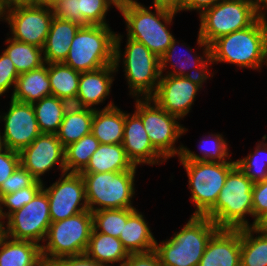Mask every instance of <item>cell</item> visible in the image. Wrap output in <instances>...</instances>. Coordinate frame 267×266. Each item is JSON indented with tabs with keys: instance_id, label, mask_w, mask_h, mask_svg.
Segmentation results:
<instances>
[{
	"instance_id": "1",
	"label": "cell",
	"mask_w": 267,
	"mask_h": 266,
	"mask_svg": "<svg viewBox=\"0 0 267 266\" xmlns=\"http://www.w3.org/2000/svg\"><path fill=\"white\" fill-rule=\"evenodd\" d=\"M117 10L125 21L126 37L143 43L161 58L175 38L169 26L179 12L155 5L146 7L138 1L122 4Z\"/></svg>"
},
{
	"instance_id": "2",
	"label": "cell",
	"mask_w": 267,
	"mask_h": 266,
	"mask_svg": "<svg viewBox=\"0 0 267 266\" xmlns=\"http://www.w3.org/2000/svg\"><path fill=\"white\" fill-rule=\"evenodd\" d=\"M223 62L258 72L267 67V28L255 21L248 28L214 40L210 44V65Z\"/></svg>"
},
{
	"instance_id": "3",
	"label": "cell",
	"mask_w": 267,
	"mask_h": 266,
	"mask_svg": "<svg viewBox=\"0 0 267 266\" xmlns=\"http://www.w3.org/2000/svg\"><path fill=\"white\" fill-rule=\"evenodd\" d=\"M219 229L208 217L191 215L170 239L156 240L154 251L162 266H198L209 240Z\"/></svg>"
},
{
	"instance_id": "4",
	"label": "cell",
	"mask_w": 267,
	"mask_h": 266,
	"mask_svg": "<svg viewBox=\"0 0 267 266\" xmlns=\"http://www.w3.org/2000/svg\"><path fill=\"white\" fill-rule=\"evenodd\" d=\"M124 36L116 33L114 66L116 72L122 63L129 95L135 98H151L160 81V58L154 55L143 43L126 37L125 51H121Z\"/></svg>"
},
{
	"instance_id": "5",
	"label": "cell",
	"mask_w": 267,
	"mask_h": 266,
	"mask_svg": "<svg viewBox=\"0 0 267 266\" xmlns=\"http://www.w3.org/2000/svg\"><path fill=\"white\" fill-rule=\"evenodd\" d=\"M253 182L236 165L227 175L217 202L204 215L220 229H240L251 227L246 219L253 218Z\"/></svg>"
},
{
	"instance_id": "6",
	"label": "cell",
	"mask_w": 267,
	"mask_h": 266,
	"mask_svg": "<svg viewBox=\"0 0 267 266\" xmlns=\"http://www.w3.org/2000/svg\"><path fill=\"white\" fill-rule=\"evenodd\" d=\"M116 32L109 25H82L63 62L79 72L114 64Z\"/></svg>"
},
{
	"instance_id": "7",
	"label": "cell",
	"mask_w": 267,
	"mask_h": 266,
	"mask_svg": "<svg viewBox=\"0 0 267 266\" xmlns=\"http://www.w3.org/2000/svg\"><path fill=\"white\" fill-rule=\"evenodd\" d=\"M92 229L93 216L90 210L52 222L41 245L44 264L55 263L63 257L85 254Z\"/></svg>"
},
{
	"instance_id": "8",
	"label": "cell",
	"mask_w": 267,
	"mask_h": 266,
	"mask_svg": "<svg viewBox=\"0 0 267 266\" xmlns=\"http://www.w3.org/2000/svg\"><path fill=\"white\" fill-rule=\"evenodd\" d=\"M137 170L122 172L81 173L84 183L88 210L136 208L135 175Z\"/></svg>"
},
{
	"instance_id": "9",
	"label": "cell",
	"mask_w": 267,
	"mask_h": 266,
	"mask_svg": "<svg viewBox=\"0 0 267 266\" xmlns=\"http://www.w3.org/2000/svg\"><path fill=\"white\" fill-rule=\"evenodd\" d=\"M135 102L134 112L141 118L153 147L166 160L179 157L183 144L177 147L176 142L188 129L178 117L166 112L152 98H135Z\"/></svg>"
},
{
	"instance_id": "10",
	"label": "cell",
	"mask_w": 267,
	"mask_h": 266,
	"mask_svg": "<svg viewBox=\"0 0 267 266\" xmlns=\"http://www.w3.org/2000/svg\"><path fill=\"white\" fill-rule=\"evenodd\" d=\"M186 170L190 199L196 208L192 215L204 216L217 202L228 173L236 162L179 161Z\"/></svg>"
},
{
	"instance_id": "11",
	"label": "cell",
	"mask_w": 267,
	"mask_h": 266,
	"mask_svg": "<svg viewBox=\"0 0 267 266\" xmlns=\"http://www.w3.org/2000/svg\"><path fill=\"white\" fill-rule=\"evenodd\" d=\"M199 35L210 45L217 38L248 28L255 21L254 1L222 0L199 15Z\"/></svg>"
},
{
	"instance_id": "12",
	"label": "cell",
	"mask_w": 267,
	"mask_h": 266,
	"mask_svg": "<svg viewBox=\"0 0 267 266\" xmlns=\"http://www.w3.org/2000/svg\"><path fill=\"white\" fill-rule=\"evenodd\" d=\"M53 17L50 6L17 4L5 8L1 21L10 27L12 39L43 49Z\"/></svg>"
},
{
	"instance_id": "13",
	"label": "cell",
	"mask_w": 267,
	"mask_h": 266,
	"mask_svg": "<svg viewBox=\"0 0 267 266\" xmlns=\"http://www.w3.org/2000/svg\"><path fill=\"white\" fill-rule=\"evenodd\" d=\"M5 220L9 238L33 241L41 246L52 223L46 192L41 189L28 204L11 213Z\"/></svg>"
},
{
	"instance_id": "14",
	"label": "cell",
	"mask_w": 267,
	"mask_h": 266,
	"mask_svg": "<svg viewBox=\"0 0 267 266\" xmlns=\"http://www.w3.org/2000/svg\"><path fill=\"white\" fill-rule=\"evenodd\" d=\"M208 79L209 77L161 75L157 90L151 98L166 112L183 120L192 110L198 92Z\"/></svg>"
},
{
	"instance_id": "15",
	"label": "cell",
	"mask_w": 267,
	"mask_h": 266,
	"mask_svg": "<svg viewBox=\"0 0 267 266\" xmlns=\"http://www.w3.org/2000/svg\"><path fill=\"white\" fill-rule=\"evenodd\" d=\"M44 183L42 189L48 196L51 222L64 220L88 210L81 173L65 172L49 187Z\"/></svg>"
},
{
	"instance_id": "16",
	"label": "cell",
	"mask_w": 267,
	"mask_h": 266,
	"mask_svg": "<svg viewBox=\"0 0 267 266\" xmlns=\"http://www.w3.org/2000/svg\"><path fill=\"white\" fill-rule=\"evenodd\" d=\"M20 164L38 181L56 165L63 174L65 167V147L56 134L41 133L20 152Z\"/></svg>"
},
{
	"instance_id": "17",
	"label": "cell",
	"mask_w": 267,
	"mask_h": 266,
	"mask_svg": "<svg viewBox=\"0 0 267 266\" xmlns=\"http://www.w3.org/2000/svg\"><path fill=\"white\" fill-rule=\"evenodd\" d=\"M0 112V123L4 122L2 136L7 149L20 152L41 134L32 104L9 102L7 112Z\"/></svg>"
},
{
	"instance_id": "18",
	"label": "cell",
	"mask_w": 267,
	"mask_h": 266,
	"mask_svg": "<svg viewBox=\"0 0 267 266\" xmlns=\"http://www.w3.org/2000/svg\"><path fill=\"white\" fill-rule=\"evenodd\" d=\"M196 41H197L196 43L198 45V49L199 47L200 49H202L201 51L202 54L199 55L198 53H196L197 51L192 49V47L190 48V46L186 45V43H180L182 44L181 47H184V46H188V47H186L187 49H185V51L183 50L185 52L183 53V55L180 54L181 50L180 51L178 50L179 53L178 55H176V49H177L176 47H179L178 46L179 40H176V38H174L172 41V44L168 47L164 55L160 58L161 75L210 77V79L211 77L213 78L214 72L212 73L209 71L210 45H208L206 42L202 40L199 33H198ZM169 66H170V69H169Z\"/></svg>"
},
{
	"instance_id": "19",
	"label": "cell",
	"mask_w": 267,
	"mask_h": 266,
	"mask_svg": "<svg viewBox=\"0 0 267 266\" xmlns=\"http://www.w3.org/2000/svg\"><path fill=\"white\" fill-rule=\"evenodd\" d=\"M122 146L134 166L162 165L167 160L153 147L141 118L133 112H125ZM144 164V165H143Z\"/></svg>"
},
{
	"instance_id": "20",
	"label": "cell",
	"mask_w": 267,
	"mask_h": 266,
	"mask_svg": "<svg viewBox=\"0 0 267 266\" xmlns=\"http://www.w3.org/2000/svg\"><path fill=\"white\" fill-rule=\"evenodd\" d=\"M116 73L114 64L94 71L81 72L75 105L93 110L100 109L96 106L105 103L107 96L109 98Z\"/></svg>"
},
{
	"instance_id": "21",
	"label": "cell",
	"mask_w": 267,
	"mask_h": 266,
	"mask_svg": "<svg viewBox=\"0 0 267 266\" xmlns=\"http://www.w3.org/2000/svg\"><path fill=\"white\" fill-rule=\"evenodd\" d=\"M241 228L219 229L209 240L198 266H240Z\"/></svg>"
},
{
	"instance_id": "22",
	"label": "cell",
	"mask_w": 267,
	"mask_h": 266,
	"mask_svg": "<svg viewBox=\"0 0 267 266\" xmlns=\"http://www.w3.org/2000/svg\"><path fill=\"white\" fill-rule=\"evenodd\" d=\"M125 126V111L113 101L102 109L94 110L91 133L100 144H122Z\"/></svg>"
},
{
	"instance_id": "23",
	"label": "cell",
	"mask_w": 267,
	"mask_h": 266,
	"mask_svg": "<svg viewBox=\"0 0 267 266\" xmlns=\"http://www.w3.org/2000/svg\"><path fill=\"white\" fill-rule=\"evenodd\" d=\"M82 25L75 21L60 20L53 17L50 31L43 47L44 62H64L75 37V34Z\"/></svg>"
},
{
	"instance_id": "24",
	"label": "cell",
	"mask_w": 267,
	"mask_h": 266,
	"mask_svg": "<svg viewBox=\"0 0 267 266\" xmlns=\"http://www.w3.org/2000/svg\"><path fill=\"white\" fill-rule=\"evenodd\" d=\"M136 209L127 219L119 240L128 254L153 251L156 239L151 232L146 217Z\"/></svg>"
},
{
	"instance_id": "25",
	"label": "cell",
	"mask_w": 267,
	"mask_h": 266,
	"mask_svg": "<svg viewBox=\"0 0 267 266\" xmlns=\"http://www.w3.org/2000/svg\"><path fill=\"white\" fill-rule=\"evenodd\" d=\"M50 79L48 76V64L21 73L17 78L14 92L11 97L15 101L33 104L43 97L51 96Z\"/></svg>"
},
{
	"instance_id": "26",
	"label": "cell",
	"mask_w": 267,
	"mask_h": 266,
	"mask_svg": "<svg viewBox=\"0 0 267 266\" xmlns=\"http://www.w3.org/2000/svg\"><path fill=\"white\" fill-rule=\"evenodd\" d=\"M0 266H45L41 246L33 241L7 236L0 245Z\"/></svg>"
},
{
	"instance_id": "27",
	"label": "cell",
	"mask_w": 267,
	"mask_h": 266,
	"mask_svg": "<svg viewBox=\"0 0 267 266\" xmlns=\"http://www.w3.org/2000/svg\"><path fill=\"white\" fill-rule=\"evenodd\" d=\"M137 170L127 158L122 144H100L81 173L122 172Z\"/></svg>"
},
{
	"instance_id": "28",
	"label": "cell",
	"mask_w": 267,
	"mask_h": 266,
	"mask_svg": "<svg viewBox=\"0 0 267 266\" xmlns=\"http://www.w3.org/2000/svg\"><path fill=\"white\" fill-rule=\"evenodd\" d=\"M85 254L94 261L107 266H122L128 258V252L124 249L119 238L106 235L92 229Z\"/></svg>"
},
{
	"instance_id": "29",
	"label": "cell",
	"mask_w": 267,
	"mask_h": 266,
	"mask_svg": "<svg viewBox=\"0 0 267 266\" xmlns=\"http://www.w3.org/2000/svg\"><path fill=\"white\" fill-rule=\"evenodd\" d=\"M94 110L70 104L56 133L64 147L91 133Z\"/></svg>"
},
{
	"instance_id": "30",
	"label": "cell",
	"mask_w": 267,
	"mask_h": 266,
	"mask_svg": "<svg viewBox=\"0 0 267 266\" xmlns=\"http://www.w3.org/2000/svg\"><path fill=\"white\" fill-rule=\"evenodd\" d=\"M207 136V137H206ZM203 136L199 142L201 155L191 151L187 146H182V151L178 157L179 161H205V162H236L230 158L229 144L222 133H209ZM206 141H205V140Z\"/></svg>"
},
{
	"instance_id": "31",
	"label": "cell",
	"mask_w": 267,
	"mask_h": 266,
	"mask_svg": "<svg viewBox=\"0 0 267 266\" xmlns=\"http://www.w3.org/2000/svg\"><path fill=\"white\" fill-rule=\"evenodd\" d=\"M81 72L61 63L48 64L52 96L75 105Z\"/></svg>"
},
{
	"instance_id": "32",
	"label": "cell",
	"mask_w": 267,
	"mask_h": 266,
	"mask_svg": "<svg viewBox=\"0 0 267 266\" xmlns=\"http://www.w3.org/2000/svg\"><path fill=\"white\" fill-rule=\"evenodd\" d=\"M69 103L56 96L43 97L32 104L41 133L56 134Z\"/></svg>"
},
{
	"instance_id": "33",
	"label": "cell",
	"mask_w": 267,
	"mask_h": 266,
	"mask_svg": "<svg viewBox=\"0 0 267 266\" xmlns=\"http://www.w3.org/2000/svg\"><path fill=\"white\" fill-rule=\"evenodd\" d=\"M240 266H267V235L255 227L241 228Z\"/></svg>"
},
{
	"instance_id": "34",
	"label": "cell",
	"mask_w": 267,
	"mask_h": 266,
	"mask_svg": "<svg viewBox=\"0 0 267 266\" xmlns=\"http://www.w3.org/2000/svg\"><path fill=\"white\" fill-rule=\"evenodd\" d=\"M4 52L12 60L19 74L37 69L45 64L43 49L32 44L16 41L11 37L5 40Z\"/></svg>"
},
{
	"instance_id": "35",
	"label": "cell",
	"mask_w": 267,
	"mask_h": 266,
	"mask_svg": "<svg viewBox=\"0 0 267 266\" xmlns=\"http://www.w3.org/2000/svg\"><path fill=\"white\" fill-rule=\"evenodd\" d=\"M100 142L92 134L83 136L79 141L65 147V167L68 173H81L88 165L91 155Z\"/></svg>"
},
{
	"instance_id": "36",
	"label": "cell",
	"mask_w": 267,
	"mask_h": 266,
	"mask_svg": "<svg viewBox=\"0 0 267 266\" xmlns=\"http://www.w3.org/2000/svg\"><path fill=\"white\" fill-rule=\"evenodd\" d=\"M267 135L255 145V150L247 156L237 159L236 165L253 182L263 181L267 178Z\"/></svg>"
},
{
	"instance_id": "37",
	"label": "cell",
	"mask_w": 267,
	"mask_h": 266,
	"mask_svg": "<svg viewBox=\"0 0 267 266\" xmlns=\"http://www.w3.org/2000/svg\"><path fill=\"white\" fill-rule=\"evenodd\" d=\"M136 208L102 209L92 212L93 229L97 232L119 238L128 217Z\"/></svg>"
},
{
	"instance_id": "38",
	"label": "cell",
	"mask_w": 267,
	"mask_h": 266,
	"mask_svg": "<svg viewBox=\"0 0 267 266\" xmlns=\"http://www.w3.org/2000/svg\"><path fill=\"white\" fill-rule=\"evenodd\" d=\"M118 8L113 0H77L81 25H109L106 16L111 6Z\"/></svg>"
},
{
	"instance_id": "39",
	"label": "cell",
	"mask_w": 267,
	"mask_h": 266,
	"mask_svg": "<svg viewBox=\"0 0 267 266\" xmlns=\"http://www.w3.org/2000/svg\"><path fill=\"white\" fill-rule=\"evenodd\" d=\"M43 182L36 180L31 186L0 197V214L6 219L11 213L28 204L42 189ZM8 209L5 211V209Z\"/></svg>"
},
{
	"instance_id": "40",
	"label": "cell",
	"mask_w": 267,
	"mask_h": 266,
	"mask_svg": "<svg viewBox=\"0 0 267 266\" xmlns=\"http://www.w3.org/2000/svg\"><path fill=\"white\" fill-rule=\"evenodd\" d=\"M36 179L20 164L0 187V197L31 186Z\"/></svg>"
},
{
	"instance_id": "41",
	"label": "cell",
	"mask_w": 267,
	"mask_h": 266,
	"mask_svg": "<svg viewBox=\"0 0 267 266\" xmlns=\"http://www.w3.org/2000/svg\"><path fill=\"white\" fill-rule=\"evenodd\" d=\"M19 75L14 63L3 51L0 55V97L9 92V89L14 92Z\"/></svg>"
},
{
	"instance_id": "42",
	"label": "cell",
	"mask_w": 267,
	"mask_h": 266,
	"mask_svg": "<svg viewBox=\"0 0 267 266\" xmlns=\"http://www.w3.org/2000/svg\"><path fill=\"white\" fill-rule=\"evenodd\" d=\"M252 199L253 222L251 227H254L256 221L267 212V178L253 184Z\"/></svg>"
},
{
	"instance_id": "43",
	"label": "cell",
	"mask_w": 267,
	"mask_h": 266,
	"mask_svg": "<svg viewBox=\"0 0 267 266\" xmlns=\"http://www.w3.org/2000/svg\"><path fill=\"white\" fill-rule=\"evenodd\" d=\"M54 17L80 23L77 0H57L52 6Z\"/></svg>"
},
{
	"instance_id": "44",
	"label": "cell",
	"mask_w": 267,
	"mask_h": 266,
	"mask_svg": "<svg viewBox=\"0 0 267 266\" xmlns=\"http://www.w3.org/2000/svg\"><path fill=\"white\" fill-rule=\"evenodd\" d=\"M20 165V154L17 151L5 149L0 152V187Z\"/></svg>"
},
{
	"instance_id": "45",
	"label": "cell",
	"mask_w": 267,
	"mask_h": 266,
	"mask_svg": "<svg viewBox=\"0 0 267 266\" xmlns=\"http://www.w3.org/2000/svg\"><path fill=\"white\" fill-rule=\"evenodd\" d=\"M122 266H162L157 253L153 250L146 253L129 254Z\"/></svg>"
},
{
	"instance_id": "46",
	"label": "cell",
	"mask_w": 267,
	"mask_h": 266,
	"mask_svg": "<svg viewBox=\"0 0 267 266\" xmlns=\"http://www.w3.org/2000/svg\"><path fill=\"white\" fill-rule=\"evenodd\" d=\"M55 263L58 266H107L94 261L86 254L63 257Z\"/></svg>"
},
{
	"instance_id": "47",
	"label": "cell",
	"mask_w": 267,
	"mask_h": 266,
	"mask_svg": "<svg viewBox=\"0 0 267 266\" xmlns=\"http://www.w3.org/2000/svg\"><path fill=\"white\" fill-rule=\"evenodd\" d=\"M222 0H183L182 11H197L199 15L206 9L211 8Z\"/></svg>"
},
{
	"instance_id": "48",
	"label": "cell",
	"mask_w": 267,
	"mask_h": 266,
	"mask_svg": "<svg viewBox=\"0 0 267 266\" xmlns=\"http://www.w3.org/2000/svg\"><path fill=\"white\" fill-rule=\"evenodd\" d=\"M255 19L267 28V0H255Z\"/></svg>"
},
{
	"instance_id": "49",
	"label": "cell",
	"mask_w": 267,
	"mask_h": 266,
	"mask_svg": "<svg viewBox=\"0 0 267 266\" xmlns=\"http://www.w3.org/2000/svg\"><path fill=\"white\" fill-rule=\"evenodd\" d=\"M153 5L172 9L181 12L183 0H153Z\"/></svg>"
},
{
	"instance_id": "50",
	"label": "cell",
	"mask_w": 267,
	"mask_h": 266,
	"mask_svg": "<svg viewBox=\"0 0 267 266\" xmlns=\"http://www.w3.org/2000/svg\"><path fill=\"white\" fill-rule=\"evenodd\" d=\"M254 227L259 232L267 235V212L256 221Z\"/></svg>"
},
{
	"instance_id": "51",
	"label": "cell",
	"mask_w": 267,
	"mask_h": 266,
	"mask_svg": "<svg viewBox=\"0 0 267 266\" xmlns=\"http://www.w3.org/2000/svg\"><path fill=\"white\" fill-rule=\"evenodd\" d=\"M5 223H6L5 218L0 214V245L2 244L4 239L7 237Z\"/></svg>"
},
{
	"instance_id": "52",
	"label": "cell",
	"mask_w": 267,
	"mask_h": 266,
	"mask_svg": "<svg viewBox=\"0 0 267 266\" xmlns=\"http://www.w3.org/2000/svg\"><path fill=\"white\" fill-rule=\"evenodd\" d=\"M17 4H31L32 0H4V6L5 8L17 5Z\"/></svg>"
},
{
	"instance_id": "53",
	"label": "cell",
	"mask_w": 267,
	"mask_h": 266,
	"mask_svg": "<svg viewBox=\"0 0 267 266\" xmlns=\"http://www.w3.org/2000/svg\"><path fill=\"white\" fill-rule=\"evenodd\" d=\"M57 0H32V5L52 6Z\"/></svg>"
},
{
	"instance_id": "54",
	"label": "cell",
	"mask_w": 267,
	"mask_h": 266,
	"mask_svg": "<svg viewBox=\"0 0 267 266\" xmlns=\"http://www.w3.org/2000/svg\"><path fill=\"white\" fill-rule=\"evenodd\" d=\"M1 134H2V132L0 130V152L4 151L6 149V145H5V142H4V137Z\"/></svg>"
},
{
	"instance_id": "55",
	"label": "cell",
	"mask_w": 267,
	"mask_h": 266,
	"mask_svg": "<svg viewBox=\"0 0 267 266\" xmlns=\"http://www.w3.org/2000/svg\"><path fill=\"white\" fill-rule=\"evenodd\" d=\"M117 6H120L125 3H130V2H137L138 0H113Z\"/></svg>"
},
{
	"instance_id": "56",
	"label": "cell",
	"mask_w": 267,
	"mask_h": 266,
	"mask_svg": "<svg viewBox=\"0 0 267 266\" xmlns=\"http://www.w3.org/2000/svg\"><path fill=\"white\" fill-rule=\"evenodd\" d=\"M4 10H5L4 0H0V21L2 19Z\"/></svg>"
},
{
	"instance_id": "57",
	"label": "cell",
	"mask_w": 267,
	"mask_h": 266,
	"mask_svg": "<svg viewBox=\"0 0 267 266\" xmlns=\"http://www.w3.org/2000/svg\"><path fill=\"white\" fill-rule=\"evenodd\" d=\"M45 266H58L56 263L45 264Z\"/></svg>"
}]
</instances>
